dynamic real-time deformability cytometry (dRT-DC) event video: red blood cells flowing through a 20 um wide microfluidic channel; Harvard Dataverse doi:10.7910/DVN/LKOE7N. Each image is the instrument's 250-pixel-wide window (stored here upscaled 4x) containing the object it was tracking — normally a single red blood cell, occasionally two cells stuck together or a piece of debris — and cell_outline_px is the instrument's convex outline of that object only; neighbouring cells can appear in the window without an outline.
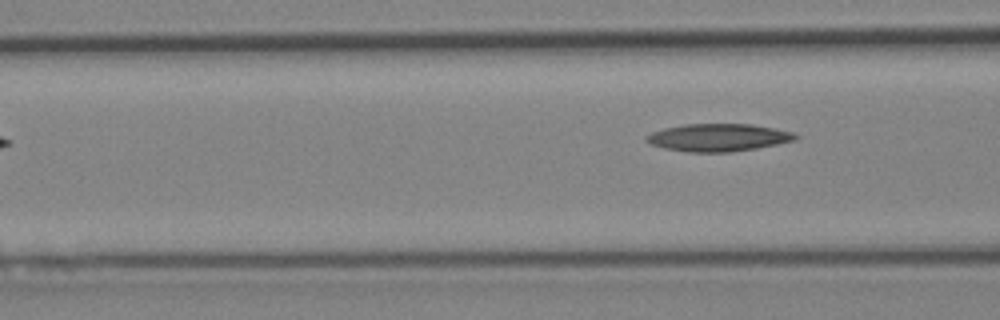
{"species": "Egyptian fruit bat (a non-hibernating species)", "species_latin": "Rousettus aegyptiacus", "temperature_condition": "cold", "stored_images_in_passage": 5, "camera_frame_rate_fps": 3000, "um_per_image_px": 0.085, "animal": {"sex": "female"}, "frame": {"image": 1, "passage_image": 5, "time_ms": 5.0, "image_size_px": [1000, 320], "cell_outline_px": [[800, 136], [796, 140], [756, 148], [728, 152], [688, 152], [664, 148], [652, 144], [644, 140], [644, 136], [652, 132], [664, 128], [684, 124], [752, 124], [776, 128], [792, 132]], "centroid_in_image_um": [61.05, 11.68], "position_along_channel_um": 105.6, "area_um2": 23.99}}